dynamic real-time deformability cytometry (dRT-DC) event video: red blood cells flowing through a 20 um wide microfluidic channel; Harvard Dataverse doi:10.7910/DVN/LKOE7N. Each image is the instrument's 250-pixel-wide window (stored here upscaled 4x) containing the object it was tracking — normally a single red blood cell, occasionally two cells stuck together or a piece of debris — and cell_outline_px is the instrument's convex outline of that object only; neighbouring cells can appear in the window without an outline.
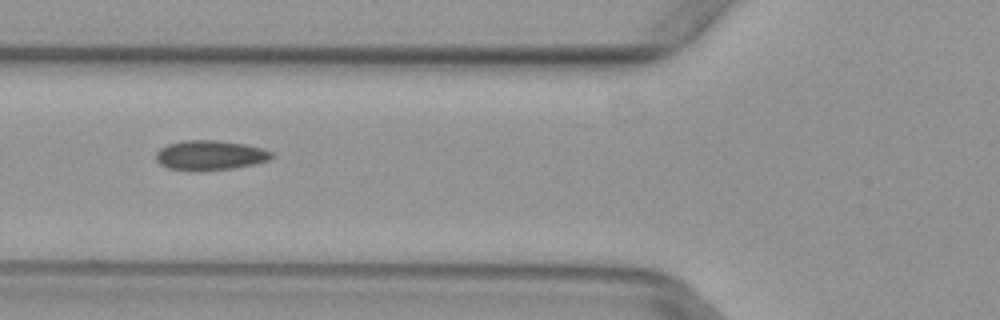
{"species": "common noctule bat (a hibernating species)", "species_latin": "Nyctalus noctula", "temperature_condition": "warm", "stored_images_in_passage": 6, "camera_frame_rate_fps": 3000, "um_per_image_px": 0.085, "animal": {"sex": "female", "body_mass_g": 29.2, "forearm_length_mm": 56.3}, "frame": {"image": 1, "passage_image": 6, "time_ms": 1.667, "image_size_px": [1000, 320], "cell_outline_px": [[272, 156], [268, 160], [256, 164], [232, 168], [200, 172], [192, 172], [168, 168], [160, 164], [156, 160], [156, 152], [160, 148], [168, 144], [184, 140], [216, 140], [244, 144], [260, 148], [272, 152]], "centroid_in_image_um": [17.81, 13.22], "position_along_channel_um": 108.0, "area_um2": 20.23}}